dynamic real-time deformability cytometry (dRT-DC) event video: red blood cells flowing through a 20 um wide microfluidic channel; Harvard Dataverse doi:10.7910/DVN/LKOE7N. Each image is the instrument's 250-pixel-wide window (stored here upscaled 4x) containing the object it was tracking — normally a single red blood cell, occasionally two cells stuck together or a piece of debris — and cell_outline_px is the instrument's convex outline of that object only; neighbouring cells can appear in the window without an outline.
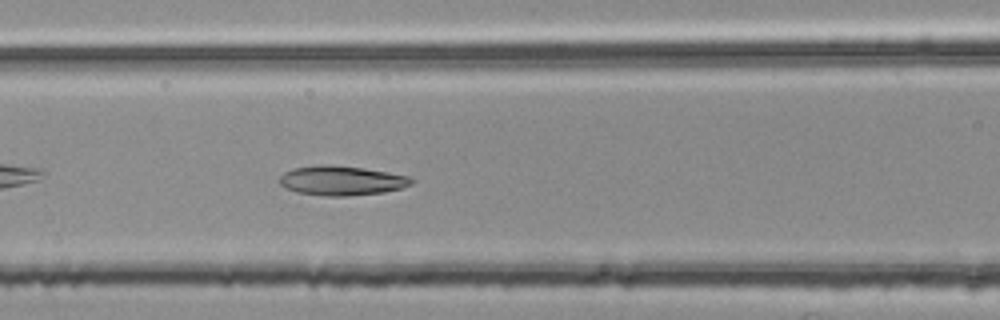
{"species": "common noctule bat (a hibernating species)", "species_latin": "Nyctalus noctula", "temperature_condition": "room temperature", "stored_images_in_passage": 37, "camera_frame_rate_fps": 3000, "um_per_image_px": 0.085, "animal": {"sex": "female", "body_mass_g": 25.1}, "frame": {"image": 1, "passage_image": 8, "time_ms": 2.333, "image_size_px": [1000, 320], "cell_outline_px": [[416, 180], [412, 184], [400, 188], [384, 192], [344, 196], [324, 196], [296, 192], [284, 188], [280, 184], [280, 176], [284, 172], [292, 168], [320, 164], [364, 168], [388, 172], [408, 176]], "centroid_in_image_um": [29.01, 15.35], "position_along_channel_um": 137.6, "area_um2": 22.72}}
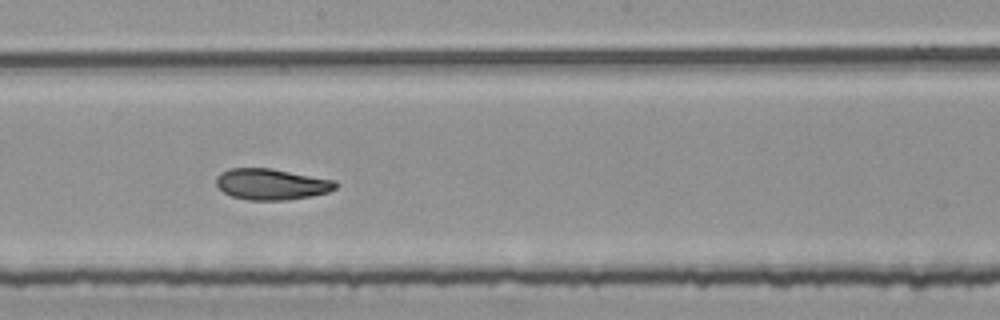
{"frame": {"image": 2, "passage_image": 15, "time_ms": 4.667, "image_size_px": [1000, 320], "cell_outline_px": [[340, 184], [336, 188], [328, 192], [312, 196], [288, 200], [248, 200], [232, 196], [224, 192], [216, 184], [216, 176], [220, 172], [228, 168], [272, 168], [336, 180]], "centroid_in_image_um": [23.1, 15.65], "position_along_channel_um": 225.1, "area_um2": 21.91}}
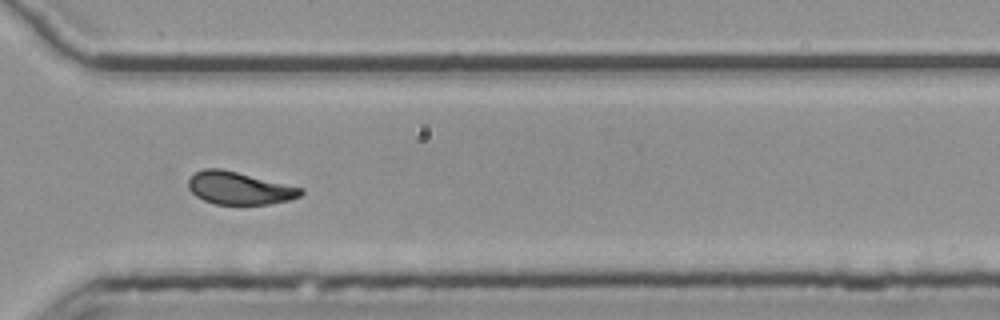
{"frame": {"image": 3, "passage_image": 25, "time_ms": 8.0, "image_size_px": [1000, 320], "cell_outline_px": [[304, 192], [300, 196], [288, 200], [272, 204], [216, 204], [204, 200], [196, 196], [188, 188], [188, 180], [196, 172], [204, 168], [220, 168], [304, 188]], "centroid_in_image_um": [20.35, 15.99], "position_along_channel_um": 350.3, "area_um2": 21.27}, "authors_computed_cell_mechanics": {"area_um2": 21.9062, "velocity_mm_per_s": 3.7572, "shape_relaxation_time_tau1_ms": null, "shape_relaxation_time_tau2_ms": 2.9245, "deformation_change_tau1": null, "deformation_change_tau2": 0.0874}}